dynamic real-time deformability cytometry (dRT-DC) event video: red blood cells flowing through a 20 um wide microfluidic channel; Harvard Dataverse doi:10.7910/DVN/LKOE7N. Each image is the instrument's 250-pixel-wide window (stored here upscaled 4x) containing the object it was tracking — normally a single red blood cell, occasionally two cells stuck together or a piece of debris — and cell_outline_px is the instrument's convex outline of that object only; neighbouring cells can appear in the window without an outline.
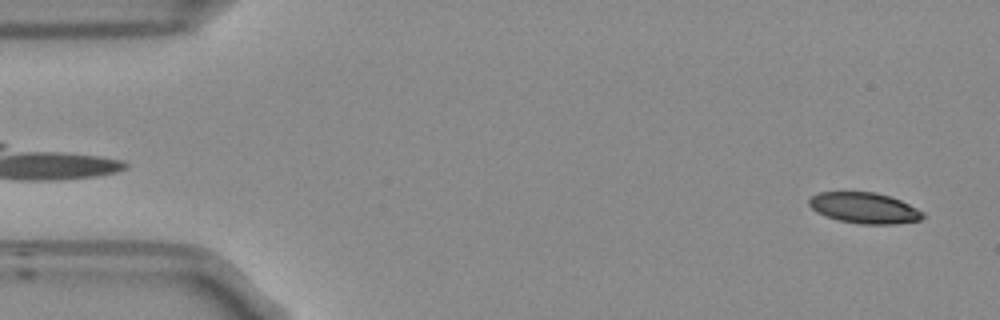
{"species": "Egyptian fruit bat (a non-hibernating species)", "species_latin": "Rousettus aegyptiacus", "temperature_condition": "room temperature", "stored_images_in_passage": 53, "segment_of_instrument_passage": [1, 2], "camera_frame_rate_fps": 3000, "um_per_image_px": 0.085, "frame": {"image": 1, "passage_image": 2, "time_ms": 0.333, "image_size_px": [1000, 320], "cell_outline_px": [[924, 216], [920, 220], [896, 224], [860, 224], [840, 220], [816, 212], [808, 204], [808, 200], [816, 192], [876, 192], [900, 200], [924, 212]], "centroid_in_image_um": [73.46, 17.67], "position_along_channel_um": 11.5, "area_um2": 20.35}}
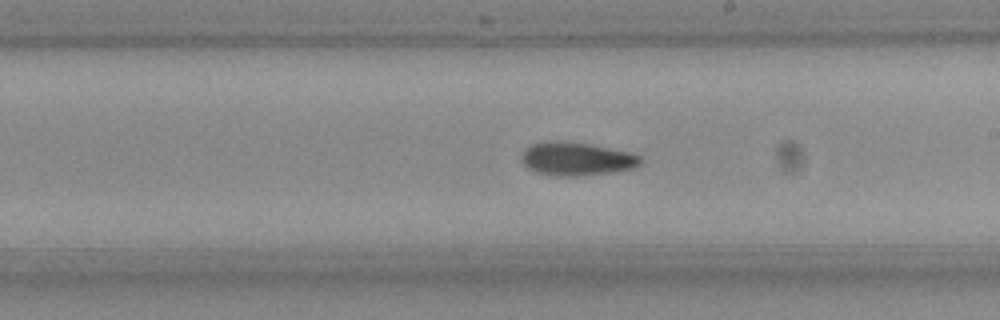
{"frame": {"image": 2, "passage_image": 29, "time_ms": 9.333, "image_size_px": [1000, 320], "cell_outline_px": [[644, 160], [636, 168], [612, 172], [580, 176], [552, 176], [536, 172], [528, 168], [520, 160], [520, 156], [524, 148], [532, 144], [548, 140], [560, 140], [588, 144], [628, 152], [640, 156]], "centroid_in_image_um": [48.97, 13.51], "position_along_channel_um": 240.0, "area_um2": 23.41}}
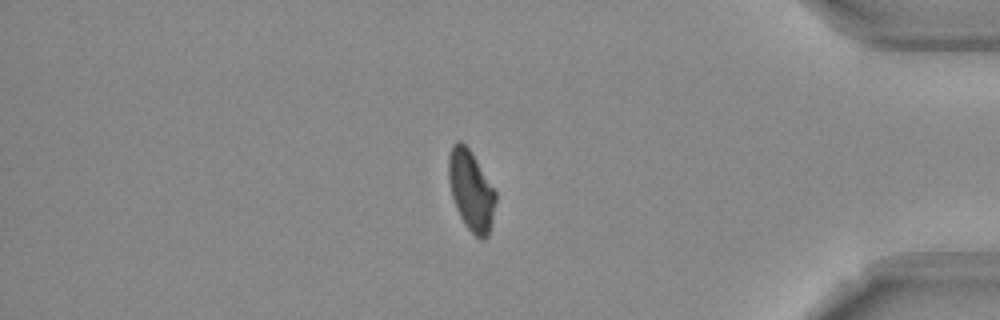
{"frame": {"image": 3, "passage_image": 44, "time_ms": 14.333, "image_size_px": [1000, 320], "cell_outline_px": [[496, 200], [488, 236], [484, 240], [480, 240], [464, 224], [456, 208], [452, 196], [448, 180], [448, 156], [452, 144], [456, 140], [460, 140], [468, 148], [496, 192]], "centroid_in_image_um": [40.01, 16.19], "position_along_channel_um": 395.2, "area_um2": 21.79}}